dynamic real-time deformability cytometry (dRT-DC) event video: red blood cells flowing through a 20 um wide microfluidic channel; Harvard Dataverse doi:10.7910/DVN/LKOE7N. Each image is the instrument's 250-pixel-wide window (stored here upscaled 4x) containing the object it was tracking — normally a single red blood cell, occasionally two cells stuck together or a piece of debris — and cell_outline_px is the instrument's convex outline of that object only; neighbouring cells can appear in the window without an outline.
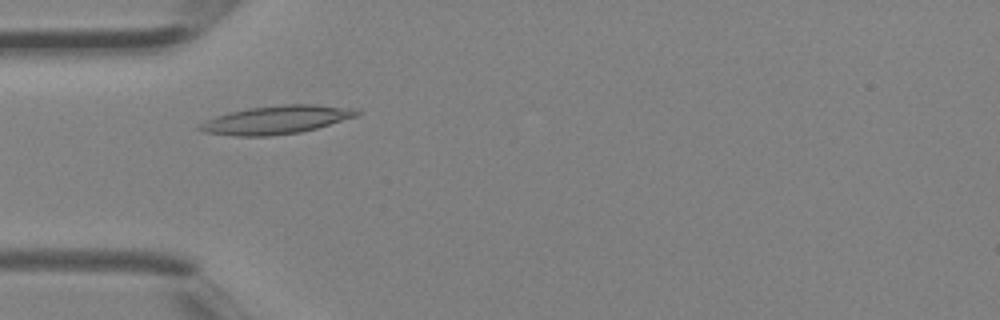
{"species": "Egyptian fruit bat (a non-hibernating species)", "species_latin": "Rousettus aegyptiacus", "temperature_condition": "room temperature", "stored_images_in_passage": 4, "camera_frame_rate_fps": 3000, "um_per_image_px": 0.085, "animal": {"sex": "female"}, "frame": {"image": 1, "passage_image": 3, "time_ms": 0.667, "image_size_px": [1000, 320], "cell_outline_px": [[364, 112], [360, 116], [316, 128], [300, 132], [268, 136], [236, 136], [204, 132], [196, 128], [200, 124], [216, 116], [248, 108], [284, 104], [312, 104], [356, 108]], "centroid_in_image_um": [23.58, 10.18], "position_along_channel_um": 61.4, "area_um2": 25.95}}
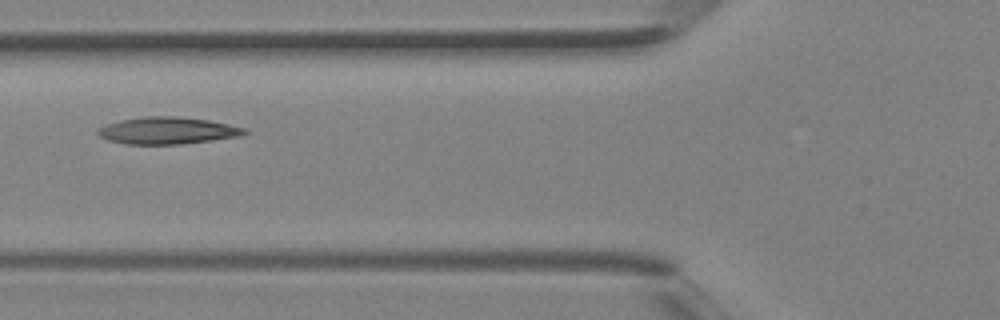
{"frame": {"image": 2, "passage_image": 4, "time_ms": 1.0, "image_size_px": [1000, 320], "cell_outline_px": [[248, 132], [236, 136], [212, 140], [180, 144], [124, 144], [108, 140], [100, 136], [96, 132], [96, 128], [104, 124], [120, 120], [144, 116], [172, 116], [208, 120], [248, 128]], "centroid_in_image_um": [14.17, 11.09], "position_along_channel_um": 111.6, "area_um2": 23.06}}